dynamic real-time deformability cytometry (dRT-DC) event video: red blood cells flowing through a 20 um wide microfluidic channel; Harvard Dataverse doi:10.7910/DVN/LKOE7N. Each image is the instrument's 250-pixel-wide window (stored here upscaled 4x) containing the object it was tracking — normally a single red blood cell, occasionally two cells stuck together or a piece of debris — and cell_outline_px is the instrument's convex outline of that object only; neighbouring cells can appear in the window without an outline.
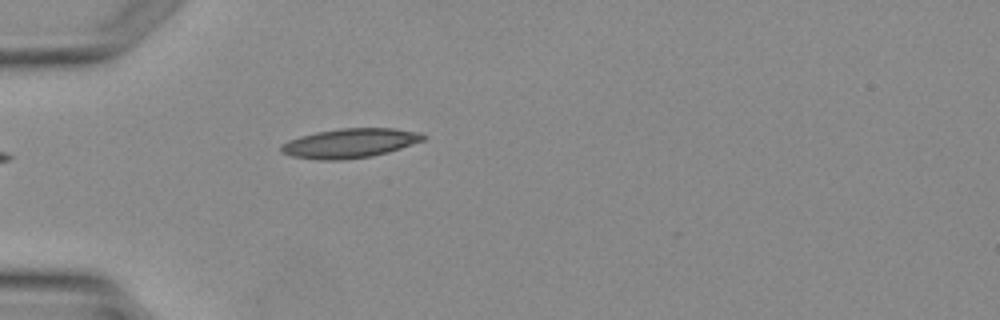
{"species": "Egyptian fruit bat (a non-hibernating species)", "species_latin": "Rousettus aegyptiacus", "temperature_condition": "warm", "stored_images_in_passage": 2, "camera_frame_rate_fps": 3000, "um_per_image_px": 0.085, "animal": {"sex": "female"}, "frame": {"image": 1, "passage_image": 2, "time_ms": 1.333, "image_size_px": [1000, 320], "cell_outline_px": [[424, 140], [388, 152], [372, 156], [344, 160], [320, 160], [292, 156], [280, 152], [280, 144], [288, 140], [300, 136], [316, 132], [340, 128], [392, 128], [416, 132], [424, 136]], "centroid_in_image_um": [29.67, 12.18], "position_along_channel_um": 55.3, "area_um2": 24.22}}